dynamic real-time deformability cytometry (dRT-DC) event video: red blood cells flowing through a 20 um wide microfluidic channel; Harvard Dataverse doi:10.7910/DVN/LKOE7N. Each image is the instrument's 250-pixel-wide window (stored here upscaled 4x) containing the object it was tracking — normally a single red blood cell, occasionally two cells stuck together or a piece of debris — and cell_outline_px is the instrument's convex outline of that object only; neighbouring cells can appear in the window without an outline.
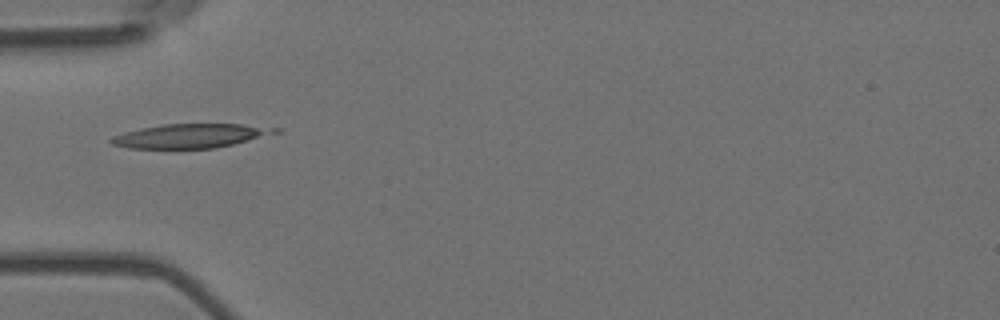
{"species": "Egyptian fruit bat (a non-hibernating species)", "species_latin": "Rousettus aegyptiacus", "temperature_condition": "room temperature", "stored_images_in_passage": 7, "camera_frame_rate_fps": 3000, "um_per_image_px": 0.085, "animal": {"sex": "female"}, "frame": {"image": 1, "passage_image": 1, "time_ms": 0.0, "image_size_px": [1000, 320], "cell_outline_px": [[264, 132], [256, 136], [232, 144], [216, 148], [128, 148], [112, 144], [108, 140], [112, 136], [124, 132], [140, 128], [164, 124], [240, 124], [256, 128]], "centroid_in_image_um": [15.72, 11.57], "position_along_channel_um": 69.3, "area_um2": 21.33}}
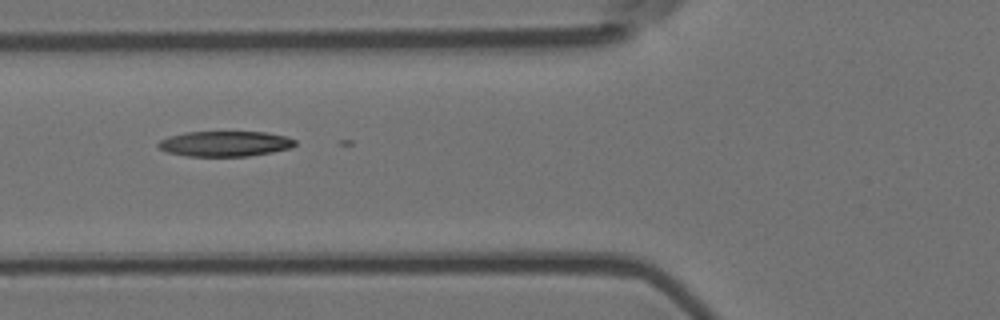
{"frame": {"image": 2, "passage_image": 2, "time_ms": 0.333, "image_size_px": [1000, 320], "cell_outline_px": [[296, 144], [292, 148], [272, 152], [248, 156], [188, 156], [168, 152], [160, 148], [156, 144], [160, 140], [168, 136], [184, 132], [264, 132], [288, 136], [296, 140]], "centroid_in_image_um": [19.15, 12.21], "position_along_channel_um": 106.7, "area_um2": 20.29}}
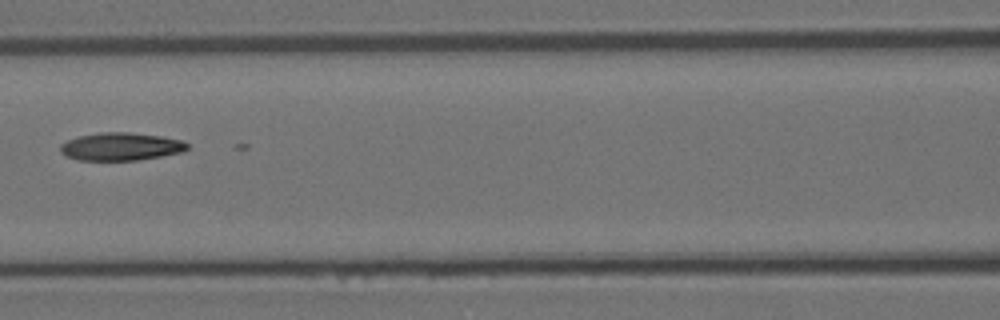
{"frame": {"image": 3, "passage_image": 3, "time_ms": 0.667, "image_size_px": [1000, 320], "cell_outline_px": [[188, 148], [184, 152], [136, 160], [76, 160], [60, 152], [60, 144], [68, 140], [80, 136], [100, 132], [128, 132], [160, 136], [180, 140], [188, 144]], "centroid_in_image_um": [10.26, 12.46], "position_along_channel_um": 156.3, "area_um2": 20.46}}